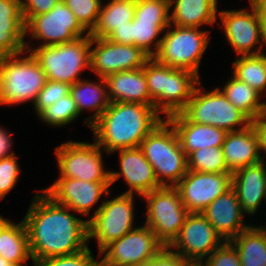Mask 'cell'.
<instances>
[{
    "instance_id": "obj_33",
    "label": "cell",
    "mask_w": 266,
    "mask_h": 266,
    "mask_svg": "<svg viewBox=\"0 0 266 266\" xmlns=\"http://www.w3.org/2000/svg\"><path fill=\"white\" fill-rule=\"evenodd\" d=\"M233 76L260 94L266 91V55H240L233 62Z\"/></svg>"
},
{
    "instance_id": "obj_34",
    "label": "cell",
    "mask_w": 266,
    "mask_h": 266,
    "mask_svg": "<svg viewBox=\"0 0 266 266\" xmlns=\"http://www.w3.org/2000/svg\"><path fill=\"white\" fill-rule=\"evenodd\" d=\"M187 168L202 173H231L226 165L222 147L200 148L187 156Z\"/></svg>"
},
{
    "instance_id": "obj_7",
    "label": "cell",
    "mask_w": 266,
    "mask_h": 266,
    "mask_svg": "<svg viewBox=\"0 0 266 266\" xmlns=\"http://www.w3.org/2000/svg\"><path fill=\"white\" fill-rule=\"evenodd\" d=\"M181 113L190 122L211 125L227 132L238 131L251 125V119L231 104L220 88L205 93L196 87Z\"/></svg>"
},
{
    "instance_id": "obj_20",
    "label": "cell",
    "mask_w": 266,
    "mask_h": 266,
    "mask_svg": "<svg viewBox=\"0 0 266 266\" xmlns=\"http://www.w3.org/2000/svg\"><path fill=\"white\" fill-rule=\"evenodd\" d=\"M116 151L120 155L121 172L111 171V185L122 176L130 187L124 193L133 195L135 191L139 196L162 187L156 179L152 165L139 147Z\"/></svg>"
},
{
    "instance_id": "obj_21",
    "label": "cell",
    "mask_w": 266,
    "mask_h": 266,
    "mask_svg": "<svg viewBox=\"0 0 266 266\" xmlns=\"http://www.w3.org/2000/svg\"><path fill=\"white\" fill-rule=\"evenodd\" d=\"M201 214L224 241H230L250 226L243 224V211L235 190L231 187L216 197Z\"/></svg>"
},
{
    "instance_id": "obj_38",
    "label": "cell",
    "mask_w": 266,
    "mask_h": 266,
    "mask_svg": "<svg viewBox=\"0 0 266 266\" xmlns=\"http://www.w3.org/2000/svg\"><path fill=\"white\" fill-rule=\"evenodd\" d=\"M70 84L47 80L44 87L38 93L35 102L36 114L39 115L44 109L70 93Z\"/></svg>"
},
{
    "instance_id": "obj_14",
    "label": "cell",
    "mask_w": 266,
    "mask_h": 266,
    "mask_svg": "<svg viewBox=\"0 0 266 266\" xmlns=\"http://www.w3.org/2000/svg\"><path fill=\"white\" fill-rule=\"evenodd\" d=\"M30 31L31 33H28ZM85 31L87 30L62 0L51 11L32 16L25 23V35L32 34L31 37L34 39L44 41H41L42 44L38 46H54L71 42L83 37Z\"/></svg>"
},
{
    "instance_id": "obj_36",
    "label": "cell",
    "mask_w": 266,
    "mask_h": 266,
    "mask_svg": "<svg viewBox=\"0 0 266 266\" xmlns=\"http://www.w3.org/2000/svg\"><path fill=\"white\" fill-rule=\"evenodd\" d=\"M74 13L80 24L89 33L96 25L101 8V0H62Z\"/></svg>"
},
{
    "instance_id": "obj_29",
    "label": "cell",
    "mask_w": 266,
    "mask_h": 266,
    "mask_svg": "<svg viewBox=\"0 0 266 266\" xmlns=\"http://www.w3.org/2000/svg\"><path fill=\"white\" fill-rule=\"evenodd\" d=\"M99 79L100 83H92L89 80H78L70 86L69 94L76 102L79 114L87 108L96 111L92 117L85 119L89 127L104 113L110 104L106 89V80L101 77Z\"/></svg>"
},
{
    "instance_id": "obj_2",
    "label": "cell",
    "mask_w": 266,
    "mask_h": 266,
    "mask_svg": "<svg viewBox=\"0 0 266 266\" xmlns=\"http://www.w3.org/2000/svg\"><path fill=\"white\" fill-rule=\"evenodd\" d=\"M159 112L149 105L110 102L109 107L91 125L95 143L106 153L136 148L160 124Z\"/></svg>"
},
{
    "instance_id": "obj_22",
    "label": "cell",
    "mask_w": 266,
    "mask_h": 266,
    "mask_svg": "<svg viewBox=\"0 0 266 266\" xmlns=\"http://www.w3.org/2000/svg\"><path fill=\"white\" fill-rule=\"evenodd\" d=\"M166 118L174 127L186 156L200 148L222 147L228 133L211 125L190 122L181 112Z\"/></svg>"
},
{
    "instance_id": "obj_3",
    "label": "cell",
    "mask_w": 266,
    "mask_h": 266,
    "mask_svg": "<svg viewBox=\"0 0 266 266\" xmlns=\"http://www.w3.org/2000/svg\"><path fill=\"white\" fill-rule=\"evenodd\" d=\"M144 72L154 108L166 117L180 113L187 106L196 86L201 84L194 72L169 67L154 57L147 61Z\"/></svg>"
},
{
    "instance_id": "obj_31",
    "label": "cell",
    "mask_w": 266,
    "mask_h": 266,
    "mask_svg": "<svg viewBox=\"0 0 266 266\" xmlns=\"http://www.w3.org/2000/svg\"><path fill=\"white\" fill-rule=\"evenodd\" d=\"M242 266H266V227L250 226L229 241Z\"/></svg>"
},
{
    "instance_id": "obj_40",
    "label": "cell",
    "mask_w": 266,
    "mask_h": 266,
    "mask_svg": "<svg viewBox=\"0 0 266 266\" xmlns=\"http://www.w3.org/2000/svg\"><path fill=\"white\" fill-rule=\"evenodd\" d=\"M15 155L0 159V199L14 188L19 177V165Z\"/></svg>"
},
{
    "instance_id": "obj_47",
    "label": "cell",
    "mask_w": 266,
    "mask_h": 266,
    "mask_svg": "<svg viewBox=\"0 0 266 266\" xmlns=\"http://www.w3.org/2000/svg\"><path fill=\"white\" fill-rule=\"evenodd\" d=\"M0 266H13V265L0 256Z\"/></svg>"
},
{
    "instance_id": "obj_4",
    "label": "cell",
    "mask_w": 266,
    "mask_h": 266,
    "mask_svg": "<svg viewBox=\"0 0 266 266\" xmlns=\"http://www.w3.org/2000/svg\"><path fill=\"white\" fill-rule=\"evenodd\" d=\"M170 126L171 129L168 128ZM139 148L152 165L161 186L174 187L187 174V156L174 127L167 119L151 131Z\"/></svg>"
},
{
    "instance_id": "obj_12",
    "label": "cell",
    "mask_w": 266,
    "mask_h": 266,
    "mask_svg": "<svg viewBox=\"0 0 266 266\" xmlns=\"http://www.w3.org/2000/svg\"><path fill=\"white\" fill-rule=\"evenodd\" d=\"M225 242L201 213H189L178 237L169 246L190 265L202 263Z\"/></svg>"
},
{
    "instance_id": "obj_11",
    "label": "cell",
    "mask_w": 266,
    "mask_h": 266,
    "mask_svg": "<svg viewBox=\"0 0 266 266\" xmlns=\"http://www.w3.org/2000/svg\"><path fill=\"white\" fill-rule=\"evenodd\" d=\"M59 178H74L88 182H111V171H104L101 147L69 141L56 147Z\"/></svg>"
},
{
    "instance_id": "obj_8",
    "label": "cell",
    "mask_w": 266,
    "mask_h": 266,
    "mask_svg": "<svg viewBox=\"0 0 266 266\" xmlns=\"http://www.w3.org/2000/svg\"><path fill=\"white\" fill-rule=\"evenodd\" d=\"M147 201V225L157 240L169 247L178 237L189 212L175 187L162 186L142 196Z\"/></svg>"
},
{
    "instance_id": "obj_13",
    "label": "cell",
    "mask_w": 266,
    "mask_h": 266,
    "mask_svg": "<svg viewBox=\"0 0 266 266\" xmlns=\"http://www.w3.org/2000/svg\"><path fill=\"white\" fill-rule=\"evenodd\" d=\"M164 246L157 240L155 233L147 226L134 227L119 240L106 246L100 266H132L152 259Z\"/></svg>"
},
{
    "instance_id": "obj_35",
    "label": "cell",
    "mask_w": 266,
    "mask_h": 266,
    "mask_svg": "<svg viewBox=\"0 0 266 266\" xmlns=\"http://www.w3.org/2000/svg\"><path fill=\"white\" fill-rule=\"evenodd\" d=\"M78 116L79 111L76 102L70 94L62 97V99L56 101L38 115L39 119L41 118L42 121L54 127L66 125L74 121Z\"/></svg>"
},
{
    "instance_id": "obj_1",
    "label": "cell",
    "mask_w": 266,
    "mask_h": 266,
    "mask_svg": "<svg viewBox=\"0 0 266 266\" xmlns=\"http://www.w3.org/2000/svg\"><path fill=\"white\" fill-rule=\"evenodd\" d=\"M33 198L23 221L32 259L71 255L88 247V220L70 214L43 190Z\"/></svg>"
},
{
    "instance_id": "obj_28",
    "label": "cell",
    "mask_w": 266,
    "mask_h": 266,
    "mask_svg": "<svg viewBox=\"0 0 266 266\" xmlns=\"http://www.w3.org/2000/svg\"><path fill=\"white\" fill-rule=\"evenodd\" d=\"M0 256L13 266H24L27 259L32 260L24 221L14 224L0 216Z\"/></svg>"
},
{
    "instance_id": "obj_43",
    "label": "cell",
    "mask_w": 266,
    "mask_h": 266,
    "mask_svg": "<svg viewBox=\"0 0 266 266\" xmlns=\"http://www.w3.org/2000/svg\"><path fill=\"white\" fill-rule=\"evenodd\" d=\"M251 126L256 133L258 148L266 153V113L261 114L254 120H251Z\"/></svg>"
},
{
    "instance_id": "obj_17",
    "label": "cell",
    "mask_w": 266,
    "mask_h": 266,
    "mask_svg": "<svg viewBox=\"0 0 266 266\" xmlns=\"http://www.w3.org/2000/svg\"><path fill=\"white\" fill-rule=\"evenodd\" d=\"M189 213H201L214 199L232 187V173L187 171L174 186Z\"/></svg>"
},
{
    "instance_id": "obj_6",
    "label": "cell",
    "mask_w": 266,
    "mask_h": 266,
    "mask_svg": "<svg viewBox=\"0 0 266 266\" xmlns=\"http://www.w3.org/2000/svg\"><path fill=\"white\" fill-rule=\"evenodd\" d=\"M0 59V105H15L30 101L34 103L38 93L47 82V76L39 63L29 53Z\"/></svg>"
},
{
    "instance_id": "obj_44",
    "label": "cell",
    "mask_w": 266,
    "mask_h": 266,
    "mask_svg": "<svg viewBox=\"0 0 266 266\" xmlns=\"http://www.w3.org/2000/svg\"><path fill=\"white\" fill-rule=\"evenodd\" d=\"M107 39L119 44L133 45V38H131V22H127V25L123 27L116 28Z\"/></svg>"
},
{
    "instance_id": "obj_24",
    "label": "cell",
    "mask_w": 266,
    "mask_h": 266,
    "mask_svg": "<svg viewBox=\"0 0 266 266\" xmlns=\"http://www.w3.org/2000/svg\"><path fill=\"white\" fill-rule=\"evenodd\" d=\"M261 161L232 173L235 190L243 213L254 214L262 199L266 200V164Z\"/></svg>"
},
{
    "instance_id": "obj_46",
    "label": "cell",
    "mask_w": 266,
    "mask_h": 266,
    "mask_svg": "<svg viewBox=\"0 0 266 266\" xmlns=\"http://www.w3.org/2000/svg\"><path fill=\"white\" fill-rule=\"evenodd\" d=\"M256 8L260 19L266 24V0H249Z\"/></svg>"
},
{
    "instance_id": "obj_23",
    "label": "cell",
    "mask_w": 266,
    "mask_h": 266,
    "mask_svg": "<svg viewBox=\"0 0 266 266\" xmlns=\"http://www.w3.org/2000/svg\"><path fill=\"white\" fill-rule=\"evenodd\" d=\"M20 0H0V59L28 53ZM26 51V52H25Z\"/></svg>"
},
{
    "instance_id": "obj_39",
    "label": "cell",
    "mask_w": 266,
    "mask_h": 266,
    "mask_svg": "<svg viewBox=\"0 0 266 266\" xmlns=\"http://www.w3.org/2000/svg\"><path fill=\"white\" fill-rule=\"evenodd\" d=\"M196 266H242L236 248L229 242L214 250L206 259Z\"/></svg>"
},
{
    "instance_id": "obj_15",
    "label": "cell",
    "mask_w": 266,
    "mask_h": 266,
    "mask_svg": "<svg viewBox=\"0 0 266 266\" xmlns=\"http://www.w3.org/2000/svg\"><path fill=\"white\" fill-rule=\"evenodd\" d=\"M170 0H136L135 15L131 22L133 45L153 57L159 50L160 33L170 24ZM159 35V36H158ZM158 39L154 42V40ZM155 46V52L151 50Z\"/></svg>"
},
{
    "instance_id": "obj_41",
    "label": "cell",
    "mask_w": 266,
    "mask_h": 266,
    "mask_svg": "<svg viewBox=\"0 0 266 266\" xmlns=\"http://www.w3.org/2000/svg\"><path fill=\"white\" fill-rule=\"evenodd\" d=\"M59 2L60 0H20L25 23L32 16L41 15L51 11Z\"/></svg>"
},
{
    "instance_id": "obj_16",
    "label": "cell",
    "mask_w": 266,
    "mask_h": 266,
    "mask_svg": "<svg viewBox=\"0 0 266 266\" xmlns=\"http://www.w3.org/2000/svg\"><path fill=\"white\" fill-rule=\"evenodd\" d=\"M90 69L101 78L125 70L140 69L151 58L142 48L111 42L107 38L91 39Z\"/></svg>"
},
{
    "instance_id": "obj_19",
    "label": "cell",
    "mask_w": 266,
    "mask_h": 266,
    "mask_svg": "<svg viewBox=\"0 0 266 266\" xmlns=\"http://www.w3.org/2000/svg\"><path fill=\"white\" fill-rule=\"evenodd\" d=\"M111 182H88L74 178H59L43 191L57 204L69 207L73 212L89 215L103 193L110 195Z\"/></svg>"
},
{
    "instance_id": "obj_37",
    "label": "cell",
    "mask_w": 266,
    "mask_h": 266,
    "mask_svg": "<svg viewBox=\"0 0 266 266\" xmlns=\"http://www.w3.org/2000/svg\"><path fill=\"white\" fill-rule=\"evenodd\" d=\"M32 261L33 266H100V262L93 258L88 247L71 255L32 259Z\"/></svg>"
},
{
    "instance_id": "obj_49",
    "label": "cell",
    "mask_w": 266,
    "mask_h": 266,
    "mask_svg": "<svg viewBox=\"0 0 266 266\" xmlns=\"http://www.w3.org/2000/svg\"><path fill=\"white\" fill-rule=\"evenodd\" d=\"M264 44H266V24H264Z\"/></svg>"
},
{
    "instance_id": "obj_18",
    "label": "cell",
    "mask_w": 266,
    "mask_h": 266,
    "mask_svg": "<svg viewBox=\"0 0 266 266\" xmlns=\"http://www.w3.org/2000/svg\"><path fill=\"white\" fill-rule=\"evenodd\" d=\"M252 12L246 10L221 11L225 36L237 55H258L262 53L264 45V23L260 19L256 8L250 3ZM257 49L251 52L256 44ZM263 44V45H262Z\"/></svg>"
},
{
    "instance_id": "obj_10",
    "label": "cell",
    "mask_w": 266,
    "mask_h": 266,
    "mask_svg": "<svg viewBox=\"0 0 266 266\" xmlns=\"http://www.w3.org/2000/svg\"><path fill=\"white\" fill-rule=\"evenodd\" d=\"M133 195L125 194L103 201L88 220V239L96 238L99 254L113 241L133 230Z\"/></svg>"
},
{
    "instance_id": "obj_25",
    "label": "cell",
    "mask_w": 266,
    "mask_h": 266,
    "mask_svg": "<svg viewBox=\"0 0 266 266\" xmlns=\"http://www.w3.org/2000/svg\"><path fill=\"white\" fill-rule=\"evenodd\" d=\"M222 150L231 173L263 161L257 136L251 125L238 131L228 132Z\"/></svg>"
},
{
    "instance_id": "obj_9",
    "label": "cell",
    "mask_w": 266,
    "mask_h": 266,
    "mask_svg": "<svg viewBox=\"0 0 266 266\" xmlns=\"http://www.w3.org/2000/svg\"><path fill=\"white\" fill-rule=\"evenodd\" d=\"M158 52L153 56L161 64L187 69L199 76V64L208 43V31L199 28L175 26L166 29Z\"/></svg>"
},
{
    "instance_id": "obj_42",
    "label": "cell",
    "mask_w": 266,
    "mask_h": 266,
    "mask_svg": "<svg viewBox=\"0 0 266 266\" xmlns=\"http://www.w3.org/2000/svg\"><path fill=\"white\" fill-rule=\"evenodd\" d=\"M151 266H191L169 247H163L152 259Z\"/></svg>"
},
{
    "instance_id": "obj_30",
    "label": "cell",
    "mask_w": 266,
    "mask_h": 266,
    "mask_svg": "<svg viewBox=\"0 0 266 266\" xmlns=\"http://www.w3.org/2000/svg\"><path fill=\"white\" fill-rule=\"evenodd\" d=\"M135 5L136 0H109L106 5L101 4L96 25L89 35L95 38H107L116 28L132 22Z\"/></svg>"
},
{
    "instance_id": "obj_45",
    "label": "cell",
    "mask_w": 266,
    "mask_h": 266,
    "mask_svg": "<svg viewBox=\"0 0 266 266\" xmlns=\"http://www.w3.org/2000/svg\"><path fill=\"white\" fill-rule=\"evenodd\" d=\"M10 135L11 134L7 133V130L5 131V129H2V127H0V159L15 155L14 152L11 151L8 154L12 145Z\"/></svg>"
},
{
    "instance_id": "obj_5",
    "label": "cell",
    "mask_w": 266,
    "mask_h": 266,
    "mask_svg": "<svg viewBox=\"0 0 266 266\" xmlns=\"http://www.w3.org/2000/svg\"><path fill=\"white\" fill-rule=\"evenodd\" d=\"M85 35L59 45L25 48L42 67L48 80L72 85L81 80L79 75L83 69H90L92 37L89 33Z\"/></svg>"
},
{
    "instance_id": "obj_26",
    "label": "cell",
    "mask_w": 266,
    "mask_h": 266,
    "mask_svg": "<svg viewBox=\"0 0 266 266\" xmlns=\"http://www.w3.org/2000/svg\"><path fill=\"white\" fill-rule=\"evenodd\" d=\"M110 102L141 103L154 107L145 78L144 67L125 70L105 78Z\"/></svg>"
},
{
    "instance_id": "obj_27",
    "label": "cell",
    "mask_w": 266,
    "mask_h": 266,
    "mask_svg": "<svg viewBox=\"0 0 266 266\" xmlns=\"http://www.w3.org/2000/svg\"><path fill=\"white\" fill-rule=\"evenodd\" d=\"M170 24L179 27L199 28L213 25L217 19V0H170Z\"/></svg>"
},
{
    "instance_id": "obj_48",
    "label": "cell",
    "mask_w": 266,
    "mask_h": 266,
    "mask_svg": "<svg viewBox=\"0 0 266 266\" xmlns=\"http://www.w3.org/2000/svg\"><path fill=\"white\" fill-rule=\"evenodd\" d=\"M132 266H151V259L148 260L147 262H144L143 264H139V265H132Z\"/></svg>"
},
{
    "instance_id": "obj_32",
    "label": "cell",
    "mask_w": 266,
    "mask_h": 266,
    "mask_svg": "<svg viewBox=\"0 0 266 266\" xmlns=\"http://www.w3.org/2000/svg\"><path fill=\"white\" fill-rule=\"evenodd\" d=\"M222 92L231 104L245 113L251 120L266 113V102L261 103L260 101L262 95L234 76L225 84Z\"/></svg>"
}]
</instances>
